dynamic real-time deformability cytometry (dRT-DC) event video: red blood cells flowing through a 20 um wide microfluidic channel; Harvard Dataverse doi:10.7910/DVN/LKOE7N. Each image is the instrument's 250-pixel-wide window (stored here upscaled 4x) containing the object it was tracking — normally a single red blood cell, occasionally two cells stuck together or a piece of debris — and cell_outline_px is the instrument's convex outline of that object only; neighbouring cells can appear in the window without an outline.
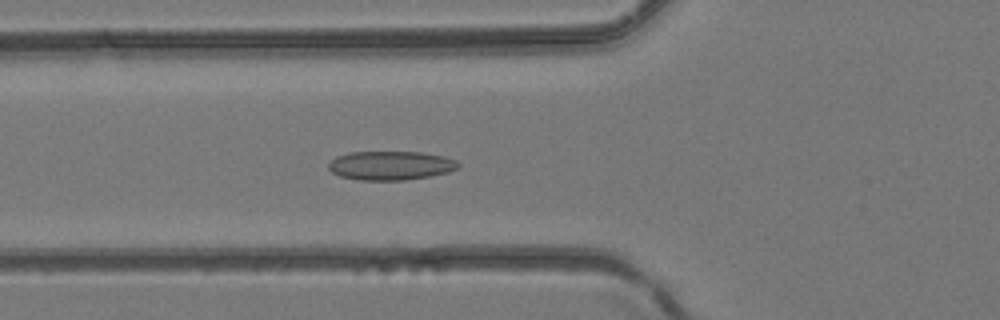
{"species": "common noctule bat (a hibernating species)", "species_latin": "Nyctalus noctula", "temperature_condition": "room temperature", "stored_images_in_passage": 42, "camera_frame_rate_fps": 3000, "um_per_image_px": 0.085, "animal": {"sex": "female", "body_mass_g": 24.6, "forearm_length_mm": 56.2}, "frame": {"image": 1, "passage_image": 16, "time_ms": 5.0, "image_size_px": [1000, 320], "cell_outline_px": [[460, 164], [456, 168], [448, 172], [428, 176], [404, 180], [360, 180], [340, 176], [332, 172], [328, 168], [328, 164], [336, 156], [348, 152], [420, 152], [444, 156], [456, 160]], "centroid_in_image_um": [33.18, 14.06], "position_along_channel_um": 92.6, "area_um2": 21.79}}
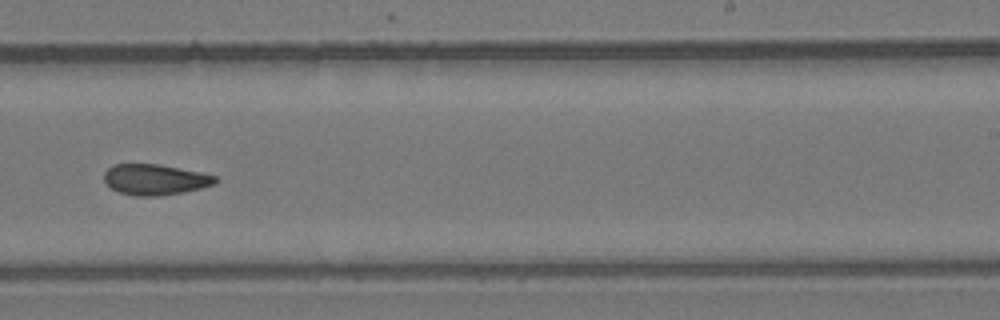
{"frame": {"image": 2, "passage_image": 27, "time_ms": 8.667, "image_size_px": [1000, 320], "cell_outline_px": [[216, 184], [184, 192], [160, 196], [136, 196], [120, 192], [112, 188], [104, 180], [104, 172], [112, 164], [156, 164], [200, 172], [216, 176]], "centroid_in_image_um": [13.17, 15.26], "position_along_channel_um": 275.8, "area_um2": 19.77}}
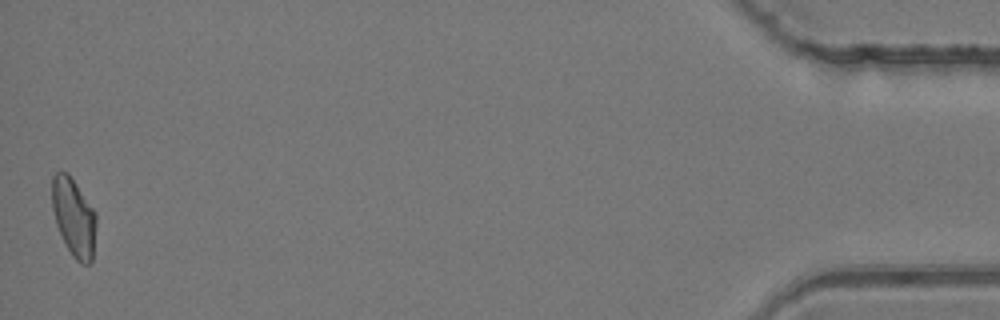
{"frame": {"image": 3, "passage_image": 42, "time_ms": 13.667, "image_size_px": [1000, 320], "cell_outline_px": [[96, 224], [92, 264], [80, 264], [72, 256], [56, 224], [52, 208], [52, 176], [56, 172], [68, 172], [96, 212]], "centroid_in_image_um": [6.28, 18.47], "position_along_channel_um": 428.9, "area_um2": 20.17}}